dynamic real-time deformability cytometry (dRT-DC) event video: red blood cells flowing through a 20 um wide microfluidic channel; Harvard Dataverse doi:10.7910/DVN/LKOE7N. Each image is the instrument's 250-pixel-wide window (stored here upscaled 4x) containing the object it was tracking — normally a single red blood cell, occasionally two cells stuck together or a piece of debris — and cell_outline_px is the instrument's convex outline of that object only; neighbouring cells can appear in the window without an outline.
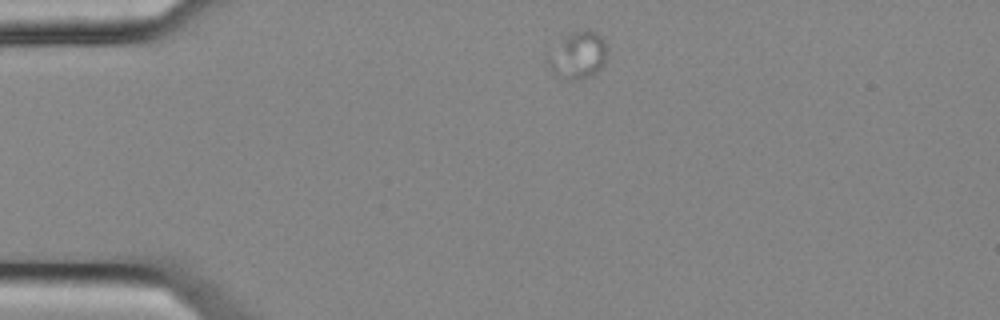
{"species": "common noctule bat (a hibernating species)", "species_latin": "Nyctalus noctula", "temperature_condition": "cold", "stored_images_in_passage": 45, "camera_frame_rate_fps": 3000, "um_per_image_px": 0.085, "animal": {"sex": "female", "body_mass_g": 25.1}, "frame": {"image": 1, "passage_image": 1, "time_ms": 0.0, "image_size_px": [1000, 320], "cell_outline_px": [[608, 48], [604, 64], [592, 76], [580, 80], [568, 80], [552, 72], [548, 68], [548, 60], [564, 40], [572, 32], [596, 32], [604, 40]], "centroid_in_image_um": [49.21, 4.77], "position_along_channel_um": 35.8, "area_um2": 15.43}}
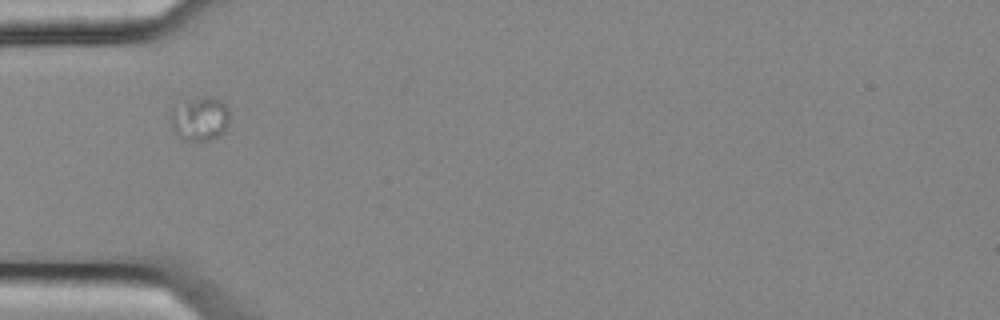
{"frame": {"image": 2, "passage_image": 7, "time_ms": 2.0, "image_size_px": [1000, 320], "cell_outline_px": [[228, 124], [224, 132], [220, 136], [212, 140], [180, 140], [176, 136], [172, 128], [172, 108], [192, 100], [204, 96], [220, 100], [228, 108]], "centroid_in_image_um": [17.01, 10.15], "position_along_channel_um": 68.0, "area_um2": 14.85}}